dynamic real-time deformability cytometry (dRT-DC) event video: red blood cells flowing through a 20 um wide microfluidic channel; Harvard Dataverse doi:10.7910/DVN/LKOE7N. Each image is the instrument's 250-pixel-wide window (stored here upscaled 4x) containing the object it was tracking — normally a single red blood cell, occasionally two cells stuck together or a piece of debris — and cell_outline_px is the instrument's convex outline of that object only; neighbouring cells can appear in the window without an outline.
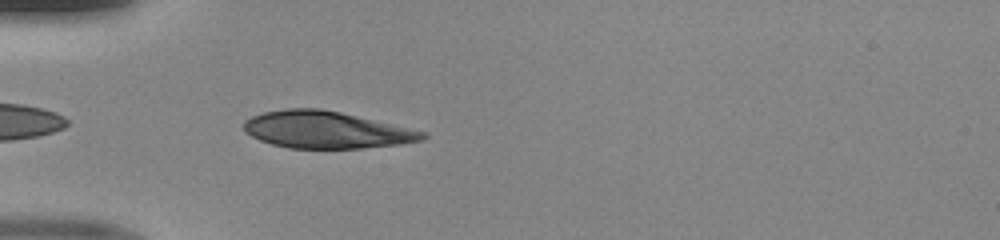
{"species": "human", "species_latin": "Homo sapiens", "temperature_condition": "room temperature", "stored_images_in_passage": 35, "camera_frame_rate_fps": 3000, "um_per_image_px": 0.085, "donor": {"sex": "male"}, "frame": {"image": 1, "passage_image": 2, "time_ms": 0.333, "image_size_px": [1000, 240], "cell_outline_px": [[428, 136], [424, 140], [400, 144], [360, 148], [288, 148], [272, 144], [260, 140], [244, 132], [244, 120], [252, 116], [264, 112], [284, 108], [320, 108], [340, 112], [428, 132]], "centroid_in_image_um": [27.73, 11.03], "position_along_channel_um": 57.3, "area_um2": 38.55}}
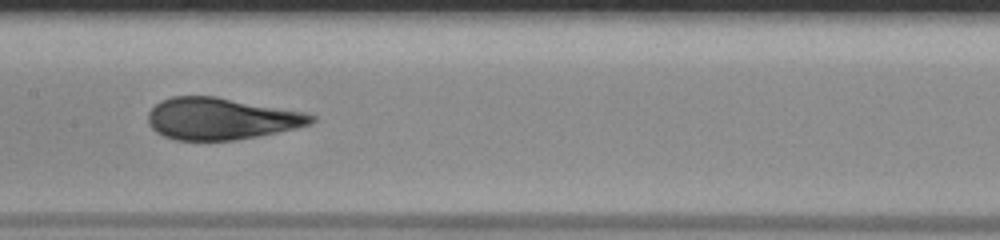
{"frame": {"image": 2, "passage_image": 12, "time_ms": 3.667, "image_size_px": [1000, 240], "cell_outline_px": [[316, 120], [312, 124], [276, 132], [236, 140], [176, 140], [164, 136], [156, 132], [148, 124], [148, 112], [160, 100], [172, 96], [216, 96], [308, 112], [316, 116]], "centroid_in_image_um": [18.81, 10.07], "position_along_channel_um": 188.6, "area_um2": 40.0}}
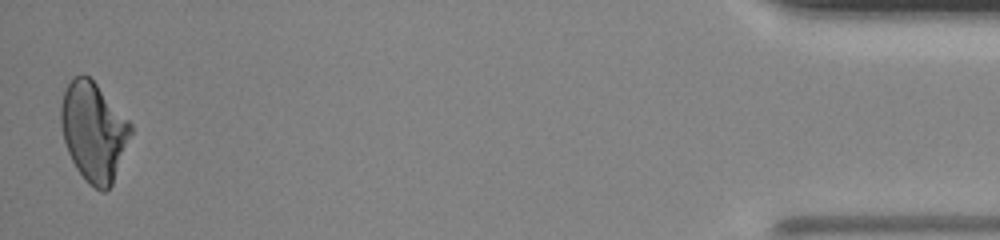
{"frame": {"image": 3, "passage_image": 35, "time_ms": 11.333, "image_size_px": [1000, 240], "cell_outline_px": [[132, 132], [112, 184], [104, 192], [100, 192], [88, 184], [76, 168], [68, 152], [64, 140], [60, 124], [60, 104], [64, 88], [76, 76], [84, 72], [96, 84], [132, 124]], "centroid_in_image_um": [7.93, 11.19], "position_along_channel_um": 427.3, "area_um2": 40.11}}